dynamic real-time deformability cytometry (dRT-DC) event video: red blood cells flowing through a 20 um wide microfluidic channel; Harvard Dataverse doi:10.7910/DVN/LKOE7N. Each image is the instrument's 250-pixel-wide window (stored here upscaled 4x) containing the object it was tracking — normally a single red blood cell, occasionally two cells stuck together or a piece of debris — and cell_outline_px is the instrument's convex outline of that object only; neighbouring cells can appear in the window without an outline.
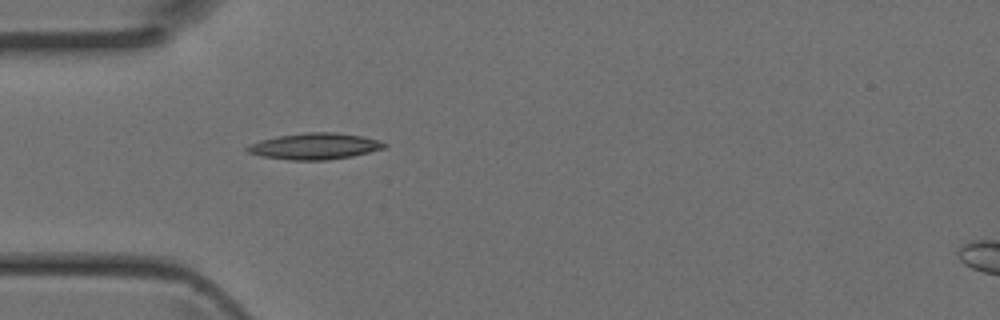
{"species": "Egyptian fruit bat (a non-hibernating species)", "species_latin": "Rousettus aegyptiacus", "temperature_condition": "room temperature", "stored_images_in_passage": 30, "camera_frame_rate_fps": 3000, "um_per_image_px": 0.085, "animal": {"sex": "female"}, "frame": {"image": 1, "passage_image": 1, "time_ms": 0.0, "image_size_px": [1000, 320], "cell_outline_px": [[388, 148], [352, 156], [328, 160], [288, 160], [260, 156], [248, 152], [244, 148], [248, 144], [260, 140], [280, 136], [308, 132], [336, 132], [364, 136], [380, 140], [388, 144]], "centroid_in_image_um": [26.79, 12.43], "position_along_channel_um": 58.2, "area_um2": 21.27}}
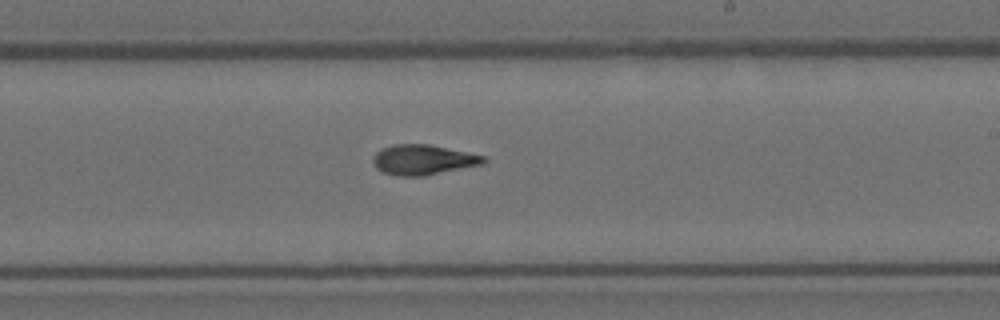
{"frame": {"image": 2, "passage_image": 14, "time_ms": 4.333, "image_size_px": [1000, 320], "cell_outline_px": [[484, 164], [424, 176], [400, 176], [384, 172], [376, 168], [372, 160], [376, 152], [380, 148], [392, 144], [428, 144], [484, 156]], "centroid_in_image_um": [35.92, 13.58], "position_along_channel_um": 253.1, "area_um2": 19.25}}
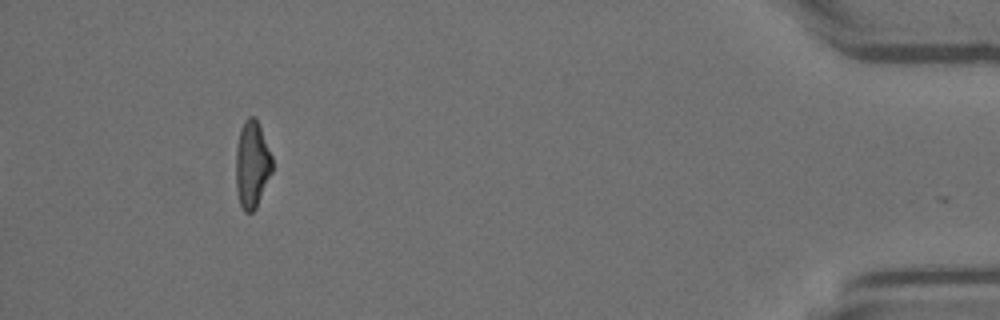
{"frame": {"image": 3, "passage_image": 29, "time_ms": 9.333, "image_size_px": [1000, 320], "cell_outline_px": [[272, 172], [256, 208], [252, 212], [244, 212], [240, 204], [236, 188], [236, 148], [240, 132], [244, 120], [248, 116], [252, 116], [256, 120], [260, 128], [272, 156]], "centroid_in_image_um": [21.42, 14.01], "position_along_channel_um": 413.8, "area_um2": 18.21}}